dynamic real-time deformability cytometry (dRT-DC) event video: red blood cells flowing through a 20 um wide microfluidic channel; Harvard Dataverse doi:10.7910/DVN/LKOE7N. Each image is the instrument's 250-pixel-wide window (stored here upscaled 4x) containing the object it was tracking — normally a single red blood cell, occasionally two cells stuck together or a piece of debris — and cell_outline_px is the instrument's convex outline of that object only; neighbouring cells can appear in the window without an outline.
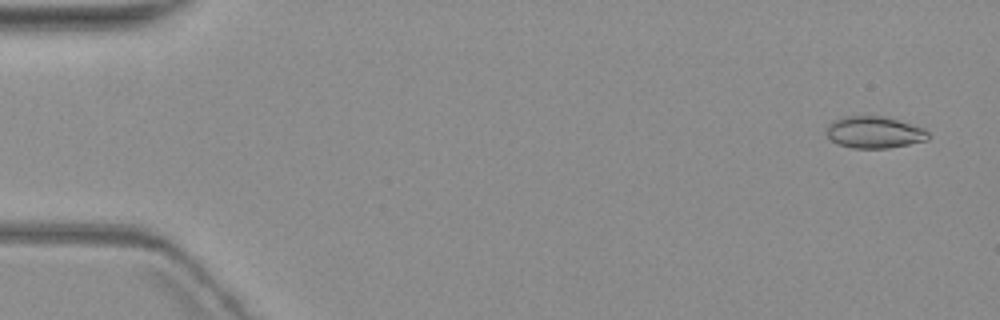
{"species": "common noctule bat (a hibernating species)", "species_latin": "Nyctalus noctula", "temperature_condition": "warm", "stored_images_in_passage": 9, "camera_frame_rate_fps": 3000, "um_per_image_px": 0.085, "animal": {"sex": "female", "body_mass_g": 19.3, "forearm_length_mm": 54.1}, "frame": {"image": 1, "passage_image": 1, "time_ms": 0.0, "image_size_px": [1000, 320], "cell_outline_px": [[928, 140], [888, 148], [852, 148], [840, 144], [832, 140], [824, 132], [828, 124], [832, 120], [844, 116], [884, 116], [924, 128], [928, 132]], "centroid_in_image_um": [74.28, 11.24], "position_along_channel_um": 10.7, "area_um2": 18.84}}
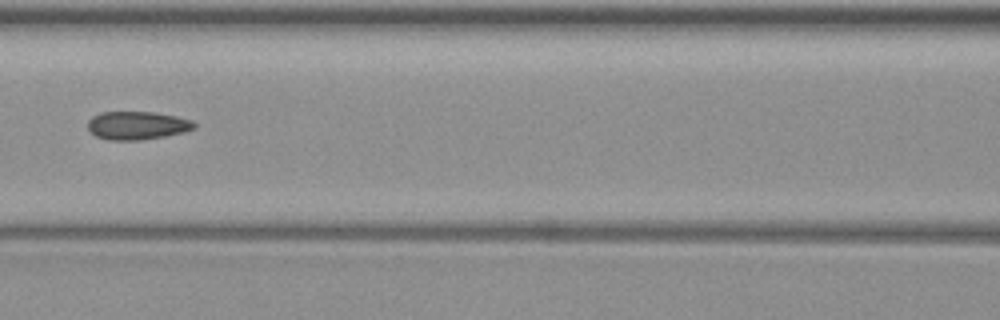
{"frame": {"image": 2, "passage_image": 7, "time_ms": 8.0, "image_size_px": [1000, 320], "cell_outline_px": [[196, 128], [184, 132], [164, 136], [140, 140], [108, 140], [96, 136], [88, 128], [88, 120], [92, 116], [100, 112], [156, 112], [176, 116], [192, 120], [196, 124]], "centroid_in_image_um": [11.67, 10.66], "position_along_channel_um": 154.9, "area_um2": 17.57}}
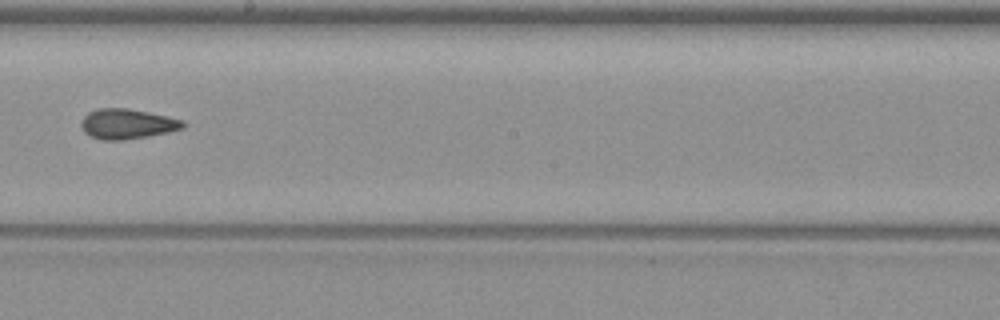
{"frame": {"image": 3, "passage_image": 9, "time_ms": 10.333, "image_size_px": [1000, 320], "cell_outline_px": [[184, 128], [168, 132], [148, 136], [124, 140], [100, 140], [88, 136], [84, 132], [80, 124], [84, 116], [88, 112], [100, 108], [128, 108], [168, 116], [184, 120]], "centroid_in_image_um": [10.79, 10.54], "position_along_channel_um": 237.4, "area_um2": 17.98}}